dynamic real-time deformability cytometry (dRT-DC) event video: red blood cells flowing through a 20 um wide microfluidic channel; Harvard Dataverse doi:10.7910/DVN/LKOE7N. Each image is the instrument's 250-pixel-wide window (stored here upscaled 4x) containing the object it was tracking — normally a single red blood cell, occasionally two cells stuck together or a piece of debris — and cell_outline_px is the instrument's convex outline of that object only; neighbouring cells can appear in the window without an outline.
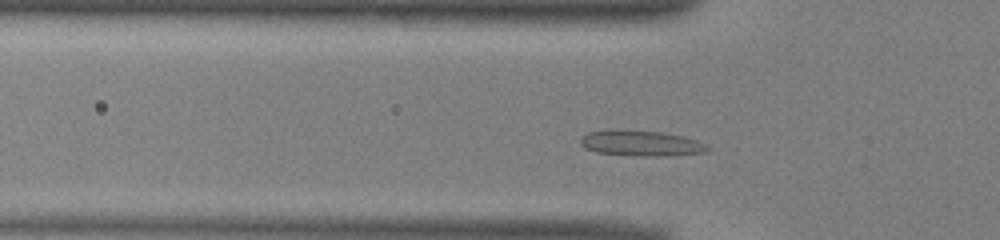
{"species": "common noctule bat (a hibernating species)", "species_latin": "Nyctalus noctula", "temperature_condition": "warm", "stored_images_in_passage": 42, "camera_frame_rate_fps": 3000, "um_per_image_px": 0.085, "animal": {"sex": "male", "body_mass_g": 13.0, "forearm_length_mm": 53.1}, "frame": {"image": 1, "passage_image": 7, "time_ms": 2.0, "image_size_px": [1000, 240], "cell_outline_px": [[712, 148], [708, 152], [668, 156], [632, 156], [596, 152], [584, 148], [580, 144], [580, 140], [588, 132], [616, 128], [664, 132], [684, 136], [696, 140]], "centroid_in_image_um": [54.49, 12.17], "position_along_channel_um": 71.3, "area_um2": 19.48}}
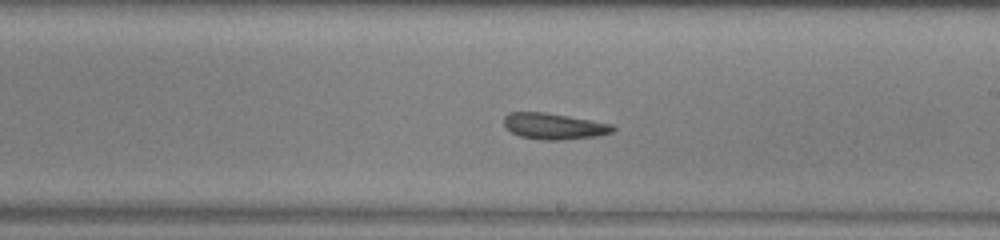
{"frame": {"image": 2, "passage_image": 20, "time_ms": 6.333, "image_size_px": [1000, 240], "cell_outline_px": [[616, 128], [612, 132], [596, 136], [564, 140], [544, 140], [520, 136], [512, 132], [504, 124], [504, 116], [508, 112], [544, 112], [612, 124]], "centroid_in_image_um": [47.08, 10.73], "position_along_channel_um": 241.9, "area_um2": 16.42}}
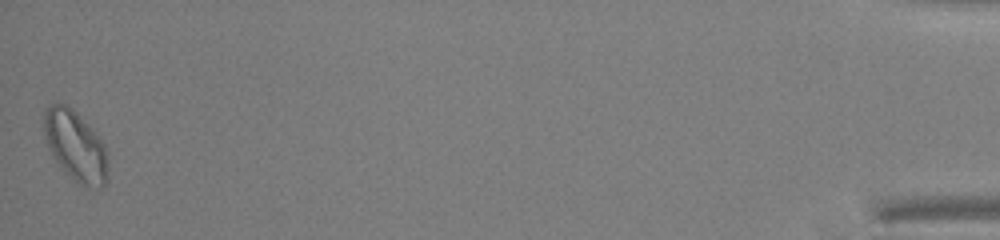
{"frame": {"image": 3, "passage_image": 42, "time_ms": 13.667, "image_size_px": [1000, 240], "cell_outline_px": [[108, 180], [100, 188], [80, 184], [52, 156], [48, 148], [44, 132], [44, 108], [48, 104], [64, 104], [72, 108], [92, 128], [104, 144], [108, 152]], "centroid_in_image_um": [6.44, 12.37], "position_along_channel_um": 428.8, "area_um2": 26.01}, "authors_computed_cell_mechanics": {"area_um2": 17.6868, "velocity_mm_per_s": 3.941, "shape_relaxation_time_tau1_ms": null, "shape_relaxation_time_tau2_ms": 4.3352, "deformation_change_tau1": null, "deformation_change_tau2": 0.1087}}